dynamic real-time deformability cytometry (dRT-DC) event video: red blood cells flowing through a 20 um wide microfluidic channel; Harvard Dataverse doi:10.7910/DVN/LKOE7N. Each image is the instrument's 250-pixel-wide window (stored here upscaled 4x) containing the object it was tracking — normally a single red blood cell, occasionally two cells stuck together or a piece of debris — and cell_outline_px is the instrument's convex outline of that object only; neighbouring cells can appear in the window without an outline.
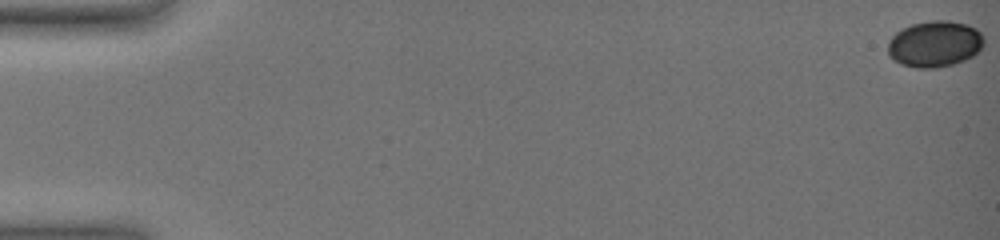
{"species": "common noctule bat (a hibernating species)", "species_latin": "Nyctalus noctula", "temperature_condition": "warm", "stored_images_in_passage": 56, "camera_frame_rate_fps": 3000, "um_per_image_px": 0.085, "animal": {"sex": "female", "body_mass_g": 19.0, "forearm_length_mm": 51.5}, "frame": {"image": 1, "passage_image": 1, "time_ms": 0.0, "image_size_px": [1000, 240], "cell_outline_px": [[984, 44], [972, 56], [964, 60], [952, 64], [932, 68], [920, 68], [900, 64], [892, 60], [888, 56], [888, 44], [892, 36], [900, 28], [912, 24], [932, 20], [948, 20], [968, 24], [976, 28], [984, 36]], "centroid_in_image_um": [79.43, 3.72], "position_along_channel_um": 5.6, "area_um2": 26.01}}
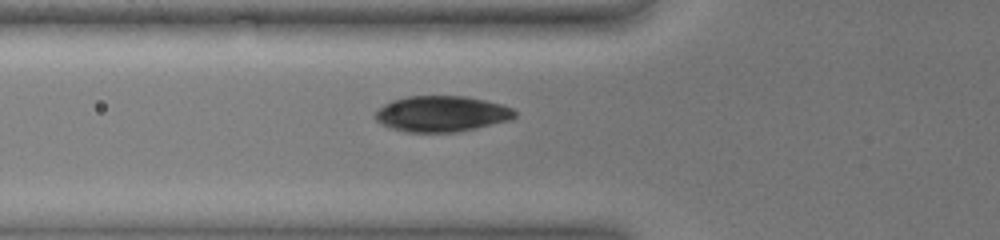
{"frame": {"image": 2, "passage_image": 23, "time_ms": 7.333, "image_size_px": [1000, 240], "cell_outline_px": [[516, 116], [508, 120], [456, 132], [404, 132], [388, 128], [380, 124], [376, 120], [376, 112], [384, 104], [392, 100], [408, 96], [468, 96], [500, 104], [512, 108], [516, 112]], "centroid_in_image_um": [37.49, 9.67], "position_along_channel_um": 88.3, "area_um2": 29.02}}
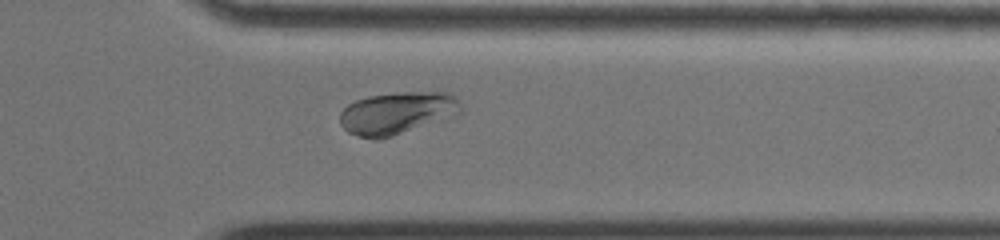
{"frame": {"image": 3, "passage_image": 47, "time_ms": 15.333, "image_size_px": [1000, 240], "cell_outline_px": [[464, 108], [460, 112], [452, 116], [392, 136], [376, 140], [360, 136], [348, 132], [340, 124], [340, 112], [348, 104], [356, 100], [368, 96], [404, 92], [448, 92], [456, 96]], "centroid_in_image_um": [33.76, 9.6], "position_along_channel_um": 377.6, "area_um2": 29.65}, "authors_computed_cell_mechanics": {"area_um2": 27.6573, "velocity_mm_per_s": 3.6135, "shape_relaxation_time_tau1_ms": 3.0264, "shape_relaxation_time_tau2_ms": null, "deformation_change_tau1": 0.107, "deformation_change_tau2": null}}